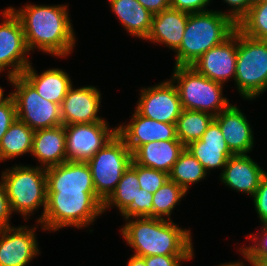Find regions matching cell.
I'll list each match as a JSON object with an SVG mask.
<instances>
[{
    "label": "cell",
    "instance_id": "18",
    "mask_svg": "<svg viewBox=\"0 0 267 266\" xmlns=\"http://www.w3.org/2000/svg\"><path fill=\"white\" fill-rule=\"evenodd\" d=\"M264 171L247 154H236L226 162L221 172V182L232 190L243 192L253 196L259 187L261 179L265 176Z\"/></svg>",
    "mask_w": 267,
    "mask_h": 266
},
{
    "label": "cell",
    "instance_id": "30",
    "mask_svg": "<svg viewBox=\"0 0 267 266\" xmlns=\"http://www.w3.org/2000/svg\"><path fill=\"white\" fill-rule=\"evenodd\" d=\"M187 192L174 181L168 179L155 193H153V217L161 218L168 217L171 220L172 210Z\"/></svg>",
    "mask_w": 267,
    "mask_h": 266
},
{
    "label": "cell",
    "instance_id": "35",
    "mask_svg": "<svg viewBox=\"0 0 267 266\" xmlns=\"http://www.w3.org/2000/svg\"><path fill=\"white\" fill-rule=\"evenodd\" d=\"M17 119L16 105L12 96L0 105V141L12 123Z\"/></svg>",
    "mask_w": 267,
    "mask_h": 266
},
{
    "label": "cell",
    "instance_id": "28",
    "mask_svg": "<svg viewBox=\"0 0 267 266\" xmlns=\"http://www.w3.org/2000/svg\"><path fill=\"white\" fill-rule=\"evenodd\" d=\"M214 117L207 112L183 109L176 122L177 138L185 147L199 140Z\"/></svg>",
    "mask_w": 267,
    "mask_h": 266
},
{
    "label": "cell",
    "instance_id": "34",
    "mask_svg": "<svg viewBox=\"0 0 267 266\" xmlns=\"http://www.w3.org/2000/svg\"><path fill=\"white\" fill-rule=\"evenodd\" d=\"M153 193L139 188L136 201L122 214L124 218L153 217Z\"/></svg>",
    "mask_w": 267,
    "mask_h": 266
},
{
    "label": "cell",
    "instance_id": "2",
    "mask_svg": "<svg viewBox=\"0 0 267 266\" xmlns=\"http://www.w3.org/2000/svg\"><path fill=\"white\" fill-rule=\"evenodd\" d=\"M131 219L125 218L127 222L120 231L127 244L134 249L135 256L194 255L190 230L182 229L168 219Z\"/></svg>",
    "mask_w": 267,
    "mask_h": 266
},
{
    "label": "cell",
    "instance_id": "16",
    "mask_svg": "<svg viewBox=\"0 0 267 266\" xmlns=\"http://www.w3.org/2000/svg\"><path fill=\"white\" fill-rule=\"evenodd\" d=\"M100 103L101 93L95 86H72L60 105L63 125L107 122L97 115Z\"/></svg>",
    "mask_w": 267,
    "mask_h": 266
},
{
    "label": "cell",
    "instance_id": "46",
    "mask_svg": "<svg viewBox=\"0 0 267 266\" xmlns=\"http://www.w3.org/2000/svg\"><path fill=\"white\" fill-rule=\"evenodd\" d=\"M261 40L267 44V34Z\"/></svg>",
    "mask_w": 267,
    "mask_h": 266
},
{
    "label": "cell",
    "instance_id": "43",
    "mask_svg": "<svg viewBox=\"0 0 267 266\" xmlns=\"http://www.w3.org/2000/svg\"><path fill=\"white\" fill-rule=\"evenodd\" d=\"M11 96V93H9L8 96L4 97L3 88L0 86V105L6 102Z\"/></svg>",
    "mask_w": 267,
    "mask_h": 266
},
{
    "label": "cell",
    "instance_id": "33",
    "mask_svg": "<svg viewBox=\"0 0 267 266\" xmlns=\"http://www.w3.org/2000/svg\"><path fill=\"white\" fill-rule=\"evenodd\" d=\"M138 182L141 189L155 193L168 179L167 172L137 164Z\"/></svg>",
    "mask_w": 267,
    "mask_h": 266
},
{
    "label": "cell",
    "instance_id": "5",
    "mask_svg": "<svg viewBox=\"0 0 267 266\" xmlns=\"http://www.w3.org/2000/svg\"><path fill=\"white\" fill-rule=\"evenodd\" d=\"M1 180L6 189L12 213L18 212L25 220L43 206L42 220L47 206L46 169L41 166L16 165L2 172Z\"/></svg>",
    "mask_w": 267,
    "mask_h": 266
},
{
    "label": "cell",
    "instance_id": "14",
    "mask_svg": "<svg viewBox=\"0 0 267 266\" xmlns=\"http://www.w3.org/2000/svg\"><path fill=\"white\" fill-rule=\"evenodd\" d=\"M36 226L0 229V266H27L40 254Z\"/></svg>",
    "mask_w": 267,
    "mask_h": 266
},
{
    "label": "cell",
    "instance_id": "32",
    "mask_svg": "<svg viewBox=\"0 0 267 266\" xmlns=\"http://www.w3.org/2000/svg\"><path fill=\"white\" fill-rule=\"evenodd\" d=\"M261 232L258 237L250 234L248 237L255 244L247 245L240 248L239 252L244 256V259L251 265H258L264 258H267V223H262ZM261 235V236H260Z\"/></svg>",
    "mask_w": 267,
    "mask_h": 266
},
{
    "label": "cell",
    "instance_id": "45",
    "mask_svg": "<svg viewBox=\"0 0 267 266\" xmlns=\"http://www.w3.org/2000/svg\"><path fill=\"white\" fill-rule=\"evenodd\" d=\"M256 266V265H251ZM257 266H267V258H264Z\"/></svg>",
    "mask_w": 267,
    "mask_h": 266
},
{
    "label": "cell",
    "instance_id": "21",
    "mask_svg": "<svg viewBox=\"0 0 267 266\" xmlns=\"http://www.w3.org/2000/svg\"><path fill=\"white\" fill-rule=\"evenodd\" d=\"M188 17L189 13L171 7L154 14L146 40L166 45L176 52L181 45Z\"/></svg>",
    "mask_w": 267,
    "mask_h": 266
},
{
    "label": "cell",
    "instance_id": "9",
    "mask_svg": "<svg viewBox=\"0 0 267 266\" xmlns=\"http://www.w3.org/2000/svg\"><path fill=\"white\" fill-rule=\"evenodd\" d=\"M11 83L18 120L34 131L63 125L59 104L41 97L22 75L14 76Z\"/></svg>",
    "mask_w": 267,
    "mask_h": 266
},
{
    "label": "cell",
    "instance_id": "31",
    "mask_svg": "<svg viewBox=\"0 0 267 266\" xmlns=\"http://www.w3.org/2000/svg\"><path fill=\"white\" fill-rule=\"evenodd\" d=\"M237 28L246 36L262 39L267 34V1H254Z\"/></svg>",
    "mask_w": 267,
    "mask_h": 266
},
{
    "label": "cell",
    "instance_id": "12",
    "mask_svg": "<svg viewBox=\"0 0 267 266\" xmlns=\"http://www.w3.org/2000/svg\"><path fill=\"white\" fill-rule=\"evenodd\" d=\"M136 111L147 118L176 124L183 108L175 83L171 79L142 88Z\"/></svg>",
    "mask_w": 267,
    "mask_h": 266
},
{
    "label": "cell",
    "instance_id": "23",
    "mask_svg": "<svg viewBox=\"0 0 267 266\" xmlns=\"http://www.w3.org/2000/svg\"><path fill=\"white\" fill-rule=\"evenodd\" d=\"M185 148L180 140L153 141L141 145L132 154V160L143 167L161 170L169 174Z\"/></svg>",
    "mask_w": 267,
    "mask_h": 266
},
{
    "label": "cell",
    "instance_id": "27",
    "mask_svg": "<svg viewBox=\"0 0 267 266\" xmlns=\"http://www.w3.org/2000/svg\"><path fill=\"white\" fill-rule=\"evenodd\" d=\"M137 164L132 160L131 165L123 173L117 187L103 202V212L112 206H116L121 215L136 201L139 191Z\"/></svg>",
    "mask_w": 267,
    "mask_h": 266
},
{
    "label": "cell",
    "instance_id": "19",
    "mask_svg": "<svg viewBox=\"0 0 267 266\" xmlns=\"http://www.w3.org/2000/svg\"><path fill=\"white\" fill-rule=\"evenodd\" d=\"M186 148L208 172L213 168H223L234 154L228 148L219 124L213 120L199 140L193 141Z\"/></svg>",
    "mask_w": 267,
    "mask_h": 266
},
{
    "label": "cell",
    "instance_id": "15",
    "mask_svg": "<svg viewBox=\"0 0 267 266\" xmlns=\"http://www.w3.org/2000/svg\"><path fill=\"white\" fill-rule=\"evenodd\" d=\"M128 124L117 127V134L133 154L141 145L153 141L179 140L176 124L163 123L140 115L136 110Z\"/></svg>",
    "mask_w": 267,
    "mask_h": 266
},
{
    "label": "cell",
    "instance_id": "17",
    "mask_svg": "<svg viewBox=\"0 0 267 266\" xmlns=\"http://www.w3.org/2000/svg\"><path fill=\"white\" fill-rule=\"evenodd\" d=\"M214 120L219 124L224 140L234 155L247 154L252 150L253 130L245 114L236 105L231 104Z\"/></svg>",
    "mask_w": 267,
    "mask_h": 266
},
{
    "label": "cell",
    "instance_id": "37",
    "mask_svg": "<svg viewBox=\"0 0 267 266\" xmlns=\"http://www.w3.org/2000/svg\"><path fill=\"white\" fill-rule=\"evenodd\" d=\"M194 255H156L143 257L146 266H182V261H189Z\"/></svg>",
    "mask_w": 267,
    "mask_h": 266
},
{
    "label": "cell",
    "instance_id": "29",
    "mask_svg": "<svg viewBox=\"0 0 267 266\" xmlns=\"http://www.w3.org/2000/svg\"><path fill=\"white\" fill-rule=\"evenodd\" d=\"M205 177H207V171L187 148L180 154L169 173V179L186 192L190 185L204 180Z\"/></svg>",
    "mask_w": 267,
    "mask_h": 266
},
{
    "label": "cell",
    "instance_id": "6",
    "mask_svg": "<svg viewBox=\"0 0 267 266\" xmlns=\"http://www.w3.org/2000/svg\"><path fill=\"white\" fill-rule=\"evenodd\" d=\"M171 78L176 83L183 109L216 116L231 105L229 99L223 97V84L203 76L192 66H175Z\"/></svg>",
    "mask_w": 267,
    "mask_h": 266
},
{
    "label": "cell",
    "instance_id": "20",
    "mask_svg": "<svg viewBox=\"0 0 267 266\" xmlns=\"http://www.w3.org/2000/svg\"><path fill=\"white\" fill-rule=\"evenodd\" d=\"M47 191H95L86 162L66 161L46 168Z\"/></svg>",
    "mask_w": 267,
    "mask_h": 266
},
{
    "label": "cell",
    "instance_id": "3",
    "mask_svg": "<svg viewBox=\"0 0 267 266\" xmlns=\"http://www.w3.org/2000/svg\"><path fill=\"white\" fill-rule=\"evenodd\" d=\"M237 24L222 11L189 13L175 66H191L200 56L229 38Z\"/></svg>",
    "mask_w": 267,
    "mask_h": 266
},
{
    "label": "cell",
    "instance_id": "10",
    "mask_svg": "<svg viewBox=\"0 0 267 266\" xmlns=\"http://www.w3.org/2000/svg\"><path fill=\"white\" fill-rule=\"evenodd\" d=\"M1 14L3 22L0 23V73L11 67L7 72L11 83L14 76L21 75L32 63L27 58L30 51L20 19L9 7Z\"/></svg>",
    "mask_w": 267,
    "mask_h": 266
},
{
    "label": "cell",
    "instance_id": "36",
    "mask_svg": "<svg viewBox=\"0 0 267 266\" xmlns=\"http://www.w3.org/2000/svg\"><path fill=\"white\" fill-rule=\"evenodd\" d=\"M253 202L261 223H267V176L265 175L254 193Z\"/></svg>",
    "mask_w": 267,
    "mask_h": 266
},
{
    "label": "cell",
    "instance_id": "11",
    "mask_svg": "<svg viewBox=\"0 0 267 266\" xmlns=\"http://www.w3.org/2000/svg\"><path fill=\"white\" fill-rule=\"evenodd\" d=\"M107 122L64 125L67 161L87 162L117 134Z\"/></svg>",
    "mask_w": 267,
    "mask_h": 266
},
{
    "label": "cell",
    "instance_id": "26",
    "mask_svg": "<svg viewBox=\"0 0 267 266\" xmlns=\"http://www.w3.org/2000/svg\"><path fill=\"white\" fill-rule=\"evenodd\" d=\"M34 130L16 119L0 141V161L31 154Z\"/></svg>",
    "mask_w": 267,
    "mask_h": 266
},
{
    "label": "cell",
    "instance_id": "42",
    "mask_svg": "<svg viewBox=\"0 0 267 266\" xmlns=\"http://www.w3.org/2000/svg\"><path fill=\"white\" fill-rule=\"evenodd\" d=\"M127 266H146V264L143 257L133 255L129 259Z\"/></svg>",
    "mask_w": 267,
    "mask_h": 266
},
{
    "label": "cell",
    "instance_id": "13",
    "mask_svg": "<svg viewBox=\"0 0 267 266\" xmlns=\"http://www.w3.org/2000/svg\"><path fill=\"white\" fill-rule=\"evenodd\" d=\"M236 59L237 28L229 38L209 49L191 66L203 76L224 85L232 77L235 80Z\"/></svg>",
    "mask_w": 267,
    "mask_h": 266
},
{
    "label": "cell",
    "instance_id": "24",
    "mask_svg": "<svg viewBox=\"0 0 267 266\" xmlns=\"http://www.w3.org/2000/svg\"><path fill=\"white\" fill-rule=\"evenodd\" d=\"M21 75L41 97L59 105L73 86L69 74L59 68L47 69L38 74L30 64Z\"/></svg>",
    "mask_w": 267,
    "mask_h": 266
},
{
    "label": "cell",
    "instance_id": "7",
    "mask_svg": "<svg viewBox=\"0 0 267 266\" xmlns=\"http://www.w3.org/2000/svg\"><path fill=\"white\" fill-rule=\"evenodd\" d=\"M235 84L242 98L251 101L267 90V44L237 28Z\"/></svg>",
    "mask_w": 267,
    "mask_h": 266
},
{
    "label": "cell",
    "instance_id": "44",
    "mask_svg": "<svg viewBox=\"0 0 267 266\" xmlns=\"http://www.w3.org/2000/svg\"><path fill=\"white\" fill-rule=\"evenodd\" d=\"M219 266H246L244 265V263L241 261V262H229V263H225V264H220Z\"/></svg>",
    "mask_w": 267,
    "mask_h": 266
},
{
    "label": "cell",
    "instance_id": "25",
    "mask_svg": "<svg viewBox=\"0 0 267 266\" xmlns=\"http://www.w3.org/2000/svg\"><path fill=\"white\" fill-rule=\"evenodd\" d=\"M112 12L132 36L145 39L152 27L153 14L137 0H108Z\"/></svg>",
    "mask_w": 267,
    "mask_h": 266
},
{
    "label": "cell",
    "instance_id": "39",
    "mask_svg": "<svg viewBox=\"0 0 267 266\" xmlns=\"http://www.w3.org/2000/svg\"><path fill=\"white\" fill-rule=\"evenodd\" d=\"M231 9L226 12V15L230 17L236 24L248 13L254 0H223Z\"/></svg>",
    "mask_w": 267,
    "mask_h": 266
},
{
    "label": "cell",
    "instance_id": "22",
    "mask_svg": "<svg viewBox=\"0 0 267 266\" xmlns=\"http://www.w3.org/2000/svg\"><path fill=\"white\" fill-rule=\"evenodd\" d=\"M65 142L64 125L36 130L31 155L40 162L39 166L45 169L65 163L67 161Z\"/></svg>",
    "mask_w": 267,
    "mask_h": 266
},
{
    "label": "cell",
    "instance_id": "38",
    "mask_svg": "<svg viewBox=\"0 0 267 266\" xmlns=\"http://www.w3.org/2000/svg\"><path fill=\"white\" fill-rule=\"evenodd\" d=\"M211 0H170L171 8L187 13L204 12Z\"/></svg>",
    "mask_w": 267,
    "mask_h": 266
},
{
    "label": "cell",
    "instance_id": "41",
    "mask_svg": "<svg viewBox=\"0 0 267 266\" xmlns=\"http://www.w3.org/2000/svg\"><path fill=\"white\" fill-rule=\"evenodd\" d=\"M153 15L171 7L170 0H137Z\"/></svg>",
    "mask_w": 267,
    "mask_h": 266
},
{
    "label": "cell",
    "instance_id": "8",
    "mask_svg": "<svg viewBox=\"0 0 267 266\" xmlns=\"http://www.w3.org/2000/svg\"><path fill=\"white\" fill-rule=\"evenodd\" d=\"M132 162V153L116 134L87 161L96 195L104 202L115 190Z\"/></svg>",
    "mask_w": 267,
    "mask_h": 266
},
{
    "label": "cell",
    "instance_id": "1",
    "mask_svg": "<svg viewBox=\"0 0 267 266\" xmlns=\"http://www.w3.org/2000/svg\"><path fill=\"white\" fill-rule=\"evenodd\" d=\"M20 19L29 51L38 48L51 56L66 57L76 38L67 5L26 4L18 10L9 7Z\"/></svg>",
    "mask_w": 267,
    "mask_h": 266
},
{
    "label": "cell",
    "instance_id": "4",
    "mask_svg": "<svg viewBox=\"0 0 267 266\" xmlns=\"http://www.w3.org/2000/svg\"><path fill=\"white\" fill-rule=\"evenodd\" d=\"M103 212V201L95 191H47V206L42 230L57 231L65 227L83 228Z\"/></svg>",
    "mask_w": 267,
    "mask_h": 266
},
{
    "label": "cell",
    "instance_id": "40",
    "mask_svg": "<svg viewBox=\"0 0 267 266\" xmlns=\"http://www.w3.org/2000/svg\"><path fill=\"white\" fill-rule=\"evenodd\" d=\"M12 214L9 199L6 195V189L2 182L0 181V229L10 227V216Z\"/></svg>",
    "mask_w": 267,
    "mask_h": 266
}]
</instances>
